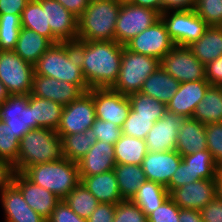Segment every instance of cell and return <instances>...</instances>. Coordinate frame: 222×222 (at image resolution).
Instances as JSON below:
<instances>
[{"instance_id":"cell-1","label":"cell","mask_w":222,"mask_h":222,"mask_svg":"<svg viewBox=\"0 0 222 222\" xmlns=\"http://www.w3.org/2000/svg\"><path fill=\"white\" fill-rule=\"evenodd\" d=\"M82 74L91 88H111L120 72L124 45L117 41L76 40Z\"/></svg>"},{"instance_id":"cell-2","label":"cell","mask_w":222,"mask_h":222,"mask_svg":"<svg viewBox=\"0 0 222 222\" xmlns=\"http://www.w3.org/2000/svg\"><path fill=\"white\" fill-rule=\"evenodd\" d=\"M36 75L55 78L77 85L84 93L88 87L82 74L79 57L73 42L53 44L34 65Z\"/></svg>"},{"instance_id":"cell-3","label":"cell","mask_w":222,"mask_h":222,"mask_svg":"<svg viewBox=\"0 0 222 222\" xmlns=\"http://www.w3.org/2000/svg\"><path fill=\"white\" fill-rule=\"evenodd\" d=\"M65 158L63 140L55 130L37 128L25 134L19 142L15 172L22 173L26 168Z\"/></svg>"},{"instance_id":"cell-4","label":"cell","mask_w":222,"mask_h":222,"mask_svg":"<svg viewBox=\"0 0 222 222\" xmlns=\"http://www.w3.org/2000/svg\"><path fill=\"white\" fill-rule=\"evenodd\" d=\"M121 2L90 0L78 18V40L115 41V26Z\"/></svg>"},{"instance_id":"cell-5","label":"cell","mask_w":222,"mask_h":222,"mask_svg":"<svg viewBox=\"0 0 222 222\" xmlns=\"http://www.w3.org/2000/svg\"><path fill=\"white\" fill-rule=\"evenodd\" d=\"M22 174L32 183L63 200L80 182L78 164L66 158L26 168Z\"/></svg>"},{"instance_id":"cell-6","label":"cell","mask_w":222,"mask_h":222,"mask_svg":"<svg viewBox=\"0 0 222 222\" xmlns=\"http://www.w3.org/2000/svg\"><path fill=\"white\" fill-rule=\"evenodd\" d=\"M159 66L157 58L132 52L124 46L120 72L111 89L123 95L139 92L144 81Z\"/></svg>"},{"instance_id":"cell-7","label":"cell","mask_w":222,"mask_h":222,"mask_svg":"<svg viewBox=\"0 0 222 222\" xmlns=\"http://www.w3.org/2000/svg\"><path fill=\"white\" fill-rule=\"evenodd\" d=\"M174 45L189 46L209 27L194 9L167 11L160 15Z\"/></svg>"},{"instance_id":"cell-8","label":"cell","mask_w":222,"mask_h":222,"mask_svg":"<svg viewBox=\"0 0 222 222\" xmlns=\"http://www.w3.org/2000/svg\"><path fill=\"white\" fill-rule=\"evenodd\" d=\"M34 73V65L14 50L0 51V81L10 95L30 94Z\"/></svg>"},{"instance_id":"cell-9","label":"cell","mask_w":222,"mask_h":222,"mask_svg":"<svg viewBox=\"0 0 222 222\" xmlns=\"http://www.w3.org/2000/svg\"><path fill=\"white\" fill-rule=\"evenodd\" d=\"M160 19V14L150 8L121 3L115 26V41L125 45Z\"/></svg>"},{"instance_id":"cell-10","label":"cell","mask_w":222,"mask_h":222,"mask_svg":"<svg viewBox=\"0 0 222 222\" xmlns=\"http://www.w3.org/2000/svg\"><path fill=\"white\" fill-rule=\"evenodd\" d=\"M160 66L180 83L206 80L205 65L188 46L175 45L160 60Z\"/></svg>"},{"instance_id":"cell-11","label":"cell","mask_w":222,"mask_h":222,"mask_svg":"<svg viewBox=\"0 0 222 222\" xmlns=\"http://www.w3.org/2000/svg\"><path fill=\"white\" fill-rule=\"evenodd\" d=\"M96 120L93 88L83 93L77 100L64 106L57 134H75L84 132L93 126Z\"/></svg>"},{"instance_id":"cell-12","label":"cell","mask_w":222,"mask_h":222,"mask_svg":"<svg viewBox=\"0 0 222 222\" xmlns=\"http://www.w3.org/2000/svg\"><path fill=\"white\" fill-rule=\"evenodd\" d=\"M0 121L9 125L19 140L29 131L37 129L29 94L9 95L0 105Z\"/></svg>"},{"instance_id":"cell-13","label":"cell","mask_w":222,"mask_h":222,"mask_svg":"<svg viewBox=\"0 0 222 222\" xmlns=\"http://www.w3.org/2000/svg\"><path fill=\"white\" fill-rule=\"evenodd\" d=\"M124 46L132 52L157 58L160 61L175 45L168 35L164 22L160 18Z\"/></svg>"},{"instance_id":"cell-14","label":"cell","mask_w":222,"mask_h":222,"mask_svg":"<svg viewBox=\"0 0 222 222\" xmlns=\"http://www.w3.org/2000/svg\"><path fill=\"white\" fill-rule=\"evenodd\" d=\"M93 99L96 118L111 121L122 128L131 110L128 95L111 88H93Z\"/></svg>"},{"instance_id":"cell-15","label":"cell","mask_w":222,"mask_h":222,"mask_svg":"<svg viewBox=\"0 0 222 222\" xmlns=\"http://www.w3.org/2000/svg\"><path fill=\"white\" fill-rule=\"evenodd\" d=\"M216 194V180L201 179L173 189L169 197L183 209H203Z\"/></svg>"},{"instance_id":"cell-16","label":"cell","mask_w":222,"mask_h":222,"mask_svg":"<svg viewBox=\"0 0 222 222\" xmlns=\"http://www.w3.org/2000/svg\"><path fill=\"white\" fill-rule=\"evenodd\" d=\"M181 161L182 156L176 150L148 151L141 166L144 170L146 180L167 187Z\"/></svg>"},{"instance_id":"cell-17","label":"cell","mask_w":222,"mask_h":222,"mask_svg":"<svg viewBox=\"0 0 222 222\" xmlns=\"http://www.w3.org/2000/svg\"><path fill=\"white\" fill-rule=\"evenodd\" d=\"M84 92L75 84L55 78L33 75L30 94L50 99L63 106L77 100Z\"/></svg>"},{"instance_id":"cell-18","label":"cell","mask_w":222,"mask_h":222,"mask_svg":"<svg viewBox=\"0 0 222 222\" xmlns=\"http://www.w3.org/2000/svg\"><path fill=\"white\" fill-rule=\"evenodd\" d=\"M46 7L47 26L61 42H75L78 36V18L57 0H38Z\"/></svg>"},{"instance_id":"cell-19","label":"cell","mask_w":222,"mask_h":222,"mask_svg":"<svg viewBox=\"0 0 222 222\" xmlns=\"http://www.w3.org/2000/svg\"><path fill=\"white\" fill-rule=\"evenodd\" d=\"M12 183L21 191L27 204L47 221L60 199L52 192L32 183L20 172L14 173Z\"/></svg>"},{"instance_id":"cell-20","label":"cell","mask_w":222,"mask_h":222,"mask_svg":"<svg viewBox=\"0 0 222 222\" xmlns=\"http://www.w3.org/2000/svg\"><path fill=\"white\" fill-rule=\"evenodd\" d=\"M210 85L207 80L180 83L177 92L166 104L167 112L183 119L192 118L196 106L203 100Z\"/></svg>"},{"instance_id":"cell-21","label":"cell","mask_w":222,"mask_h":222,"mask_svg":"<svg viewBox=\"0 0 222 222\" xmlns=\"http://www.w3.org/2000/svg\"><path fill=\"white\" fill-rule=\"evenodd\" d=\"M182 120V117L166 112L163 117L156 121L145 138L148 151L175 150Z\"/></svg>"},{"instance_id":"cell-22","label":"cell","mask_w":222,"mask_h":222,"mask_svg":"<svg viewBox=\"0 0 222 222\" xmlns=\"http://www.w3.org/2000/svg\"><path fill=\"white\" fill-rule=\"evenodd\" d=\"M0 203L5 219L3 222H46L27 204L13 183L0 194Z\"/></svg>"},{"instance_id":"cell-23","label":"cell","mask_w":222,"mask_h":222,"mask_svg":"<svg viewBox=\"0 0 222 222\" xmlns=\"http://www.w3.org/2000/svg\"><path fill=\"white\" fill-rule=\"evenodd\" d=\"M80 176H94L114 169V145L99 141L77 162Z\"/></svg>"},{"instance_id":"cell-24","label":"cell","mask_w":222,"mask_h":222,"mask_svg":"<svg viewBox=\"0 0 222 222\" xmlns=\"http://www.w3.org/2000/svg\"><path fill=\"white\" fill-rule=\"evenodd\" d=\"M206 149V124L193 118L183 119L178 130L175 150L185 156Z\"/></svg>"},{"instance_id":"cell-25","label":"cell","mask_w":222,"mask_h":222,"mask_svg":"<svg viewBox=\"0 0 222 222\" xmlns=\"http://www.w3.org/2000/svg\"><path fill=\"white\" fill-rule=\"evenodd\" d=\"M81 183L95 196L99 203L118 204L121 197L114 170L94 176H80Z\"/></svg>"},{"instance_id":"cell-26","label":"cell","mask_w":222,"mask_h":222,"mask_svg":"<svg viewBox=\"0 0 222 222\" xmlns=\"http://www.w3.org/2000/svg\"><path fill=\"white\" fill-rule=\"evenodd\" d=\"M180 82L159 66L143 83L140 93L167 104L175 95Z\"/></svg>"},{"instance_id":"cell-27","label":"cell","mask_w":222,"mask_h":222,"mask_svg":"<svg viewBox=\"0 0 222 222\" xmlns=\"http://www.w3.org/2000/svg\"><path fill=\"white\" fill-rule=\"evenodd\" d=\"M188 48L205 66L222 56V26H209Z\"/></svg>"},{"instance_id":"cell-28","label":"cell","mask_w":222,"mask_h":222,"mask_svg":"<svg viewBox=\"0 0 222 222\" xmlns=\"http://www.w3.org/2000/svg\"><path fill=\"white\" fill-rule=\"evenodd\" d=\"M53 43L36 31L21 27L14 51L25 61L35 65Z\"/></svg>"},{"instance_id":"cell-29","label":"cell","mask_w":222,"mask_h":222,"mask_svg":"<svg viewBox=\"0 0 222 222\" xmlns=\"http://www.w3.org/2000/svg\"><path fill=\"white\" fill-rule=\"evenodd\" d=\"M192 118L202 124L222 123V89L210 85L203 100L198 103Z\"/></svg>"},{"instance_id":"cell-30","label":"cell","mask_w":222,"mask_h":222,"mask_svg":"<svg viewBox=\"0 0 222 222\" xmlns=\"http://www.w3.org/2000/svg\"><path fill=\"white\" fill-rule=\"evenodd\" d=\"M29 104L33 107V115L37 122V128L57 130L61 122L63 105L33 94H29Z\"/></svg>"},{"instance_id":"cell-31","label":"cell","mask_w":222,"mask_h":222,"mask_svg":"<svg viewBox=\"0 0 222 222\" xmlns=\"http://www.w3.org/2000/svg\"><path fill=\"white\" fill-rule=\"evenodd\" d=\"M21 26L48 38L53 44L61 41L51 32L47 26L46 7H42L38 0H30L23 9L21 15Z\"/></svg>"},{"instance_id":"cell-32","label":"cell","mask_w":222,"mask_h":222,"mask_svg":"<svg viewBox=\"0 0 222 222\" xmlns=\"http://www.w3.org/2000/svg\"><path fill=\"white\" fill-rule=\"evenodd\" d=\"M115 163L141 165L148 153L145 140L122 134L114 144Z\"/></svg>"},{"instance_id":"cell-33","label":"cell","mask_w":222,"mask_h":222,"mask_svg":"<svg viewBox=\"0 0 222 222\" xmlns=\"http://www.w3.org/2000/svg\"><path fill=\"white\" fill-rule=\"evenodd\" d=\"M114 172L118 187L123 200H132L138 188L146 181L144 170L141 165L116 164Z\"/></svg>"},{"instance_id":"cell-34","label":"cell","mask_w":222,"mask_h":222,"mask_svg":"<svg viewBox=\"0 0 222 222\" xmlns=\"http://www.w3.org/2000/svg\"><path fill=\"white\" fill-rule=\"evenodd\" d=\"M169 192L163 185L146 180L138 188L136 195L132 198V202L138 205L141 210L148 216L152 211L156 210L167 198Z\"/></svg>"},{"instance_id":"cell-35","label":"cell","mask_w":222,"mask_h":222,"mask_svg":"<svg viewBox=\"0 0 222 222\" xmlns=\"http://www.w3.org/2000/svg\"><path fill=\"white\" fill-rule=\"evenodd\" d=\"M63 140L64 157L73 162L80 161L97 142L91 128L75 134H58Z\"/></svg>"},{"instance_id":"cell-36","label":"cell","mask_w":222,"mask_h":222,"mask_svg":"<svg viewBox=\"0 0 222 222\" xmlns=\"http://www.w3.org/2000/svg\"><path fill=\"white\" fill-rule=\"evenodd\" d=\"M182 159L194 171L195 181L201 179L216 180L217 174L221 170L208 149L187 154L182 156Z\"/></svg>"},{"instance_id":"cell-37","label":"cell","mask_w":222,"mask_h":222,"mask_svg":"<svg viewBox=\"0 0 222 222\" xmlns=\"http://www.w3.org/2000/svg\"><path fill=\"white\" fill-rule=\"evenodd\" d=\"M66 204L82 218H89L99 204L94 195L80 182L64 199Z\"/></svg>"},{"instance_id":"cell-38","label":"cell","mask_w":222,"mask_h":222,"mask_svg":"<svg viewBox=\"0 0 222 222\" xmlns=\"http://www.w3.org/2000/svg\"><path fill=\"white\" fill-rule=\"evenodd\" d=\"M131 108L137 112V116L154 117V122L158 121L167 112L166 104L153 97L135 92L128 95Z\"/></svg>"},{"instance_id":"cell-39","label":"cell","mask_w":222,"mask_h":222,"mask_svg":"<svg viewBox=\"0 0 222 222\" xmlns=\"http://www.w3.org/2000/svg\"><path fill=\"white\" fill-rule=\"evenodd\" d=\"M21 27V15L0 14V51L14 50Z\"/></svg>"},{"instance_id":"cell-40","label":"cell","mask_w":222,"mask_h":222,"mask_svg":"<svg viewBox=\"0 0 222 222\" xmlns=\"http://www.w3.org/2000/svg\"><path fill=\"white\" fill-rule=\"evenodd\" d=\"M20 140L5 122L0 121V159L16 165Z\"/></svg>"},{"instance_id":"cell-41","label":"cell","mask_w":222,"mask_h":222,"mask_svg":"<svg viewBox=\"0 0 222 222\" xmlns=\"http://www.w3.org/2000/svg\"><path fill=\"white\" fill-rule=\"evenodd\" d=\"M154 123V117L137 116V112L131 108L122 126V132L124 135L145 140Z\"/></svg>"},{"instance_id":"cell-42","label":"cell","mask_w":222,"mask_h":222,"mask_svg":"<svg viewBox=\"0 0 222 222\" xmlns=\"http://www.w3.org/2000/svg\"><path fill=\"white\" fill-rule=\"evenodd\" d=\"M194 11L208 26H222V0H196Z\"/></svg>"},{"instance_id":"cell-43","label":"cell","mask_w":222,"mask_h":222,"mask_svg":"<svg viewBox=\"0 0 222 222\" xmlns=\"http://www.w3.org/2000/svg\"><path fill=\"white\" fill-rule=\"evenodd\" d=\"M113 222H148V219L138 205L124 200L116 204Z\"/></svg>"},{"instance_id":"cell-44","label":"cell","mask_w":222,"mask_h":222,"mask_svg":"<svg viewBox=\"0 0 222 222\" xmlns=\"http://www.w3.org/2000/svg\"><path fill=\"white\" fill-rule=\"evenodd\" d=\"M206 143L218 167L222 169V123L206 124Z\"/></svg>"},{"instance_id":"cell-45","label":"cell","mask_w":222,"mask_h":222,"mask_svg":"<svg viewBox=\"0 0 222 222\" xmlns=\"http://www.w3.org/2000/svg\"><path fill=\"white\" fill-rule=\"evenodd\" d=\"M91 129L94 132L97 140L113 145L121 138L123 134L121 127H118L111 121H103L98 118H96Z\"/></svg>"},{"instance_id":"cell-46","label":"cell","mask_w":222,"mask_h":222,"mask_svg":"<svg viewBox=\"0 0 222 222\" xmlns=\"http://www.w3.org/2000/svg\"><path fill=\"white\" fill-rule=\"evenodd\" d=\"M180 207L168 197L156 210L148 216V222H180Z\"/></svg>"},{"instance_id":"cell-47","label":"cell","mask_w":222,"mask_h":222,"mask_svg":"<svg viewBox=\"0 0 222 222\" xmlns=\"http://www.w3.org/2000/svg\"><path fill=\"white\" fill-rule=\"evenodd\" d=\"M192 182H195L194 171L182 159L181 163L179 164L176 172L173 174L166 189L170 193L173 189L182 187V186L190 184Z\"/></svg>"},{"instance_id":"cell-48","label":"cell","mask_w":222,"mask_h":222,"mask_svg":"<svg viewBox=\"0 0 222 222\" xmlns=\"http://www.w3.org/2000/svg\"><path fill=\"white\" fill-rule=\"evenodd\" d=\"M46 222H87V219L79 217L64 200H60Z\"/></svg>"},{"instance_id":"cell-49","label":"cell","mask_w":222,"mask_h":222,"mask_svg":"<svg viewBox=\"0 0 222 222\" xmlns=\"http://www.w3.org/2000/svg\"><path fill=\"white\" fill-rule=\"evenodd\" d=\"M200 213L203 222H222V200L216 196Z\"/></svg>"},{"instance_id":"cell-50","label":"cell","mask_w":222,"mask_h":222,"mask_svg":"<svg viewBox=\"0 0 222 222\" xmlns=\"http://www.w3.org/2000/svg\"><path fill=\"white\" fill-rule=\"evenodd\" d=\"M116 204L99 203L87 222H113Z\"/></svg>"},{"instance_id":"cell-51","label":"cell","mask_w":222,"mask_h":222,"mask_svg":"<svg viewBox=\"0 0 222 222\" xmlns=\"http://www.w3.org/2000/svg\"><path fill=\"white\" fill-rule=\"evenodd\" d=\"M206 80L211 85H222V56L205 66Z\"/></svg>"},{"instance_id":"cell-52","label":"cell","mask_w":222,"mask_h":222,"mask_svg":"<svg viewBox=\"0 0 222 222\" xmlns=\"http://www.w3.org/2000/svg\"><path fill=\"white\" fill-rule=\"evenodd\" d=\"M30 0H0V14L22 15Z\"/></svg>"},{"instance_id":"cell-53","label":"cell","mask_w":222,"mask_h":222,"mask_svg":"<svg viewBox=\"0 0 222 222\" xmlns=\"http://www.w3.org/2000/svg\"><path fill=\"white\" fill-rule=\"evenodd\" d=\"M14 173L13 165L0 159V194L12 183Z\"/></svg>"},{"instance_id":"cell-54","label":"cell","mask_w":222,"mask_h":222,"mask_svg":"<svg viewBox=\"0 0 222 222\" xmlns=\"http://www.w3.org/2000/svg\"><path fill=\"white\" fill-rule=\"evenodd\" d=\"M163 12L194 9L196 0H161Z\"/></svg>"},{"instance_id":"cell-55","label":"cell","mask_w":222,"mask_h":222,"mask_svg":"<svg viewBox=\"0 0 222 222\" xmlns=\"http://www.w3.org/2000/svg\"><path fill=\"white\" fill-rule=\"evenodd\" d=\"M77 18L85 11L90 0H57Z\"/></svg>"},{"instance_id":"cell-56","label":"cell","mask_w":222,"mask_h":222,"mask_svg":"<svg viewBox=\"0 0 222 222\" xmlns=\"http://www.w3.org/2000/svg\"><path fill=\"white\" fill-rule=\"evenodd\" d=\"M179 220L180 222H203L200 211L196 209L180 208Z\"/></svg>"},{"instance_id":"cell-57","label":"cell","mask_w":222,"mask_h":222,"mask_svg":"<svg viewBox=\"0 0 222 222\" xmlns=\"http://www.w3.org/2000/svg\"><path fill=\"white\" fill-rule=\"evenodd\" d=\"M130 3L137 6L153 9L157 11L160 15L163 13L161 0H131Z\"/></svg>"},{"instance_id":"cell-58","label":"cell","mask_w":222,"mask_h":222,"mask_svg":"<svg viewBox=\"0 0 222 222\" xmlns=\"http://www.w3.org/2000/svg\"><path fill=\"white\" fill-rule=\"evenodd\" d=\"M216 194L222 200V169L218 172L216 177Z\"/></svg>"},{"instance_id":"cell-59","label":"cell","mask_w":222,"mask_h":222,"mask_svg":"<svg viewBox=\"0 0 222 222\" xmlns=\"http://www.w3.org/2000/svg\"><path fill=\"white\" fill-rule=\"evenodd\" d=\"M9 92L7 91L5 85L0 81V105L6 101L9 97Z\"/></svg>"},{"instance_id":"cell-60","label":"cell","mask_w":222,"mask_h":222,"mask_svg":"<svg viewBox=\"0 0 222 222\" xmlns=\"http://www.w3.org/2000/svg\"><path fill=\"white\" fill-rule=\"evenodd\" d=\"M117 1H119L121 3H125V2H130L131 0H117Z\"/></svg>"}]
</instances>
